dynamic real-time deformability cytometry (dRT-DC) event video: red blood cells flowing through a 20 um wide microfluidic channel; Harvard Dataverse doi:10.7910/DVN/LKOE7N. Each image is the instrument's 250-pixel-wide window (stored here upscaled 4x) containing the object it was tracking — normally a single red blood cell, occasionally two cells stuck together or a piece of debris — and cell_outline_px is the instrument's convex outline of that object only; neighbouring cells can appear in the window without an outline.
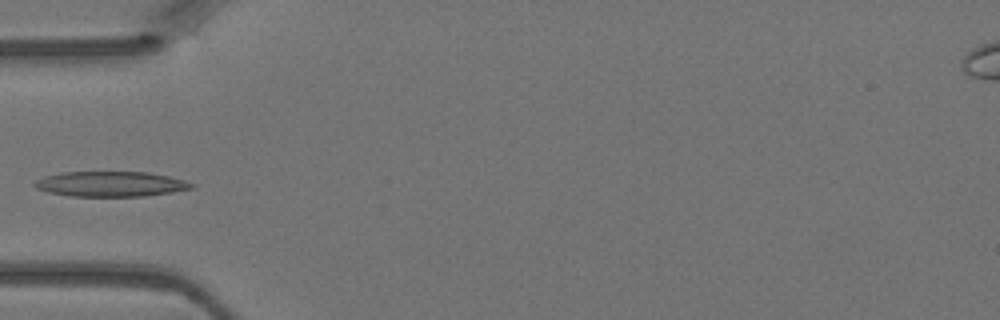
{"species": "Egyptian fruit bat (a non-hibernating species)", "species_latin": "Rousettus aegyptiacus", "temperature_condition": "warm", "stored_images_in_passage": 3, "camera_frame_rate_fps": 3000, "um_per_image_px": 0.085, "animal": {"sex": "female"}, "frame": {"image": 1, "passage_image": 3, "time_ms": 0.667, "image_size_px": [1000, 320], "cell_outline_px": [[196, 188], [172, 192], [144, 196], [72, 196], [48, 192], [36, 188], [32, 184], [36, 180], [44, 176], [60, 172], [148, 172], [168, 176], [184, 180], [196, 184]], "centroid_in_image_um": [9.42, 15.64], "position_along_channel_um": 75.6, "area_um2": 23.12}}